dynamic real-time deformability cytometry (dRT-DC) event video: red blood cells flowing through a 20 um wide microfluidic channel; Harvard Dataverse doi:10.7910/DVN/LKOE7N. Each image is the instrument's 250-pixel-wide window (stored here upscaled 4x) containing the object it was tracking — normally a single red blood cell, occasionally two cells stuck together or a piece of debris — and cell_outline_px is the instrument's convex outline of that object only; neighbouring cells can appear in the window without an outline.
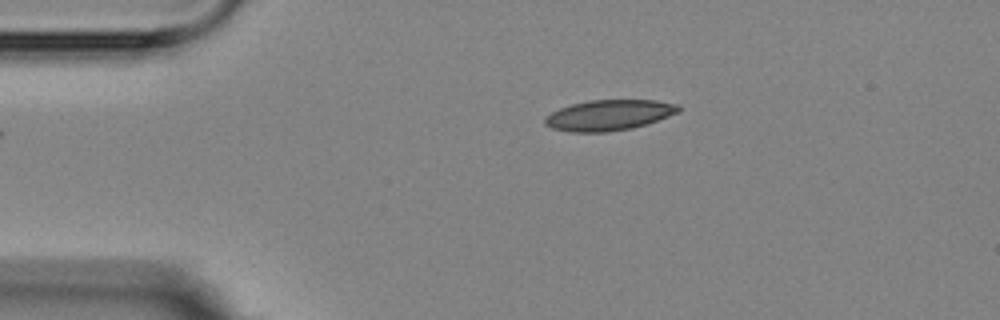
{"species": "Egyptian fruit bat (a non-hibernating species)", "species_latin": "Rousettus aegyptiacus", "temperature_condition": "room temperature", "stored_images_in_passage": 2, "camera_frame_rate_fps": 3000, "um_per_image_px": 0.085, "animal": {"sex": "female"}, "frame": {"image": 1, "passage_image": 2, "time_ms": 1.0, "image_size_px": [1000, 320], "cell_outline_px": [[680, 112], [632, 128], [608, 132], [572, 132], [552, 128], [544, 124], [544, 116], [560, 108], [572, 104], [588, 100], [656, 100], [680, 104]], "centroid_in_image_um": [51.75, 9.78], "position_along_channel_um": 33.3, "area_um2": 23.81}}